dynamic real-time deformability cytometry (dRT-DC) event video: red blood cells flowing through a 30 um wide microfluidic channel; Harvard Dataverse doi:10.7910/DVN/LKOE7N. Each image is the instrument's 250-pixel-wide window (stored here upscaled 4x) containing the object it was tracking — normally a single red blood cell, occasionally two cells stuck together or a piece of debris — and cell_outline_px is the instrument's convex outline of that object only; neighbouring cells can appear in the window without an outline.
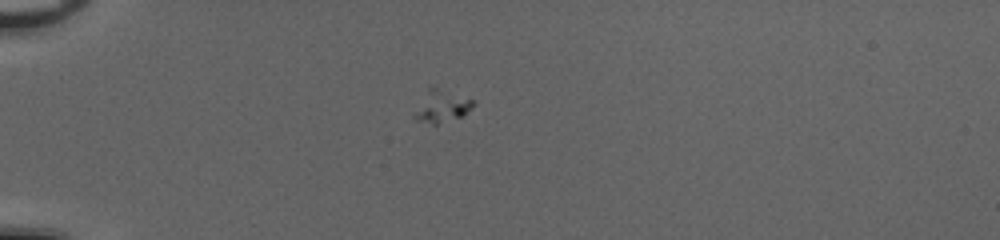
{"species": "common noctule bat (a hibernating species)", "species_latin": "Nyctalus noctula", "temperature_condition": "cold", "stored_images_in_passage": 26, "camera_frame_rate_fps": 3000, "um_per_image_px": 0.085, "animal": {"sex": "female", "body_mass_g": 20.0, "forearm_length_mm": 54.0}, "frame": {"image": 1, "passage_image": 1, "time_ms": 0.0, "image_size_px": [1000, 240], "cell_outline_px": [[476, 104], [460, 116], [436, 124], [432, 124], [416, 120], [412, 116], [428, 88], [436, 88], [476, 100]], "centroid_in_image_um": [37.54, 9.04], "position_along_channel_um": 47.5, "area_um2": 10.58}}
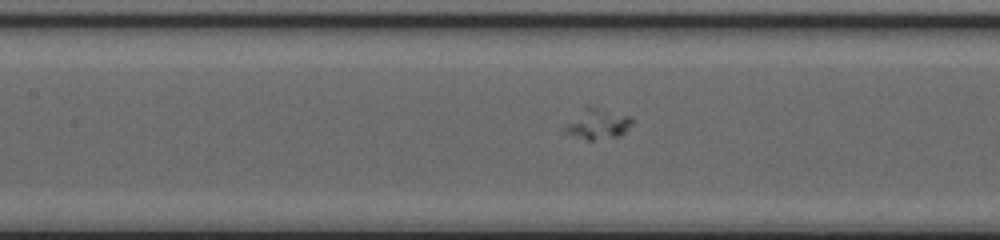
{"frame": {"image": 2, "passage_image": 12, "time_ms": 3.667, "image_size_px": [1000, 240], "cell_outline_px": [[632, 124], [620, 136], [592, 140], [588, 140], [564, 132], [564, 124], [584, 104], [592, 104], [632, 116]], "centroid_in_image_um": [50.77, 10.45], "position_along_channel_um": 156.6, "area_um2": 12.54}}
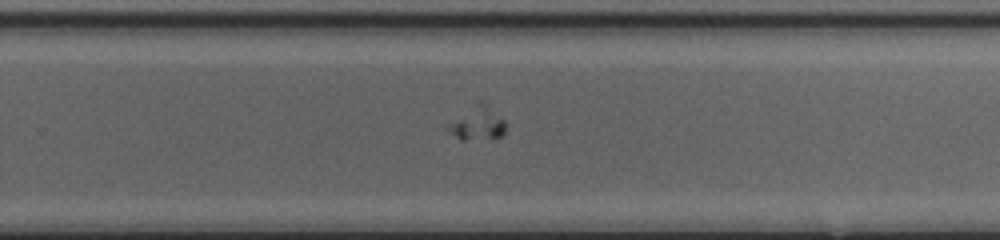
{"frame": {"image": 3, "passage_image": 22, "time_ms": 7.0, "image_size_px": [1000, 240], "cell_outline_px": [[504, 136], [496, 140], [460, 140], [448, 132], [444, 128], [448, 124], [480, 100], [484, 100], [504, 120]], "centroid_in_image_um": [40.6, 10.53], "position_along_channel_um": 289.2, "area_um2": 11.62}}